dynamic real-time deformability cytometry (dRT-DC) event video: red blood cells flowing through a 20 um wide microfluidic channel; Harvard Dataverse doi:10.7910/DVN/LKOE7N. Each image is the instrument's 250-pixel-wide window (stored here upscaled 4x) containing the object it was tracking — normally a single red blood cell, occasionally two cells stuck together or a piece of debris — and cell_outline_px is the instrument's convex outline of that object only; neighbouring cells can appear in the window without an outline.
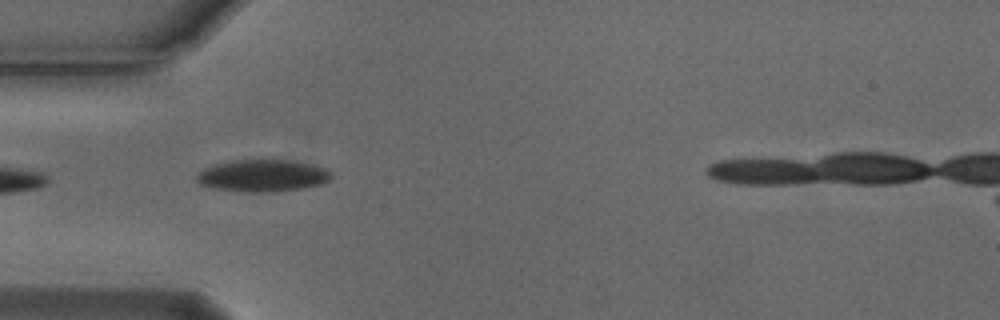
{"species": "Egyptian fruit bat (a non-hibernating species)", "species_latin": "Rousettus aegyptiacus", "temperature_condition": "cold", "stored_images_in_passage": 4, "camera_frame_rate_fps": 3000, "um_per_image_px": 0.085, "animal": {"sex": "male"}, "frame": {"image": 1, "passage_image": 3, "time_ms": 0.667, "image_size_px": [1000, 320], "cell_outline_px": [[332, 176], [328, 180], [320, 184], [304, 188], [276, 192], [244, 192], [216, 188], [200, 184], [196, 180], [196, 176], [204, 168], [216, 164], [236, 160], [284, 160], [312, 164], [324, 168], [332, 172]], "centroid_in_image_um": [22.34, 14.94], "position_along_channel_um": 62.7, "area_um2": 24.97}}
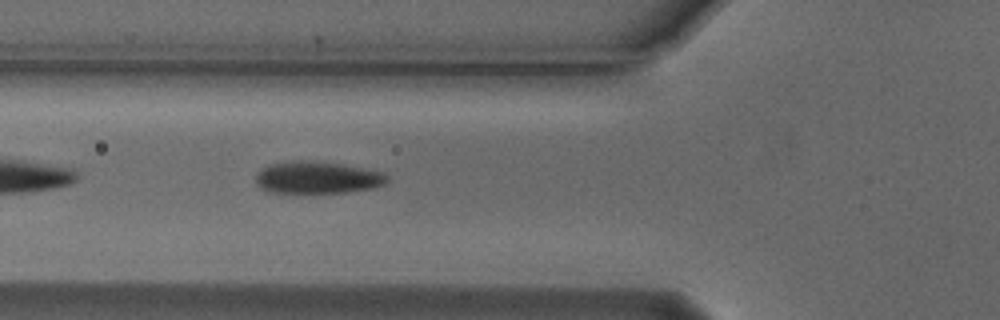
{"frame": {"image": 2, "passage_image": 4, "time_ms": 1.0, "image_size_px": [1000, 320], "cell_outline_px": [[388, 180], [384, 184], [372, 188], [348, 192], [268, 192], [260, 188], [256, 184], [256, 172], [260, 168], [268, 164], [288, 160], [312, 160], [344, 164], [384, 172], [388, 176]], "centroid_in_image_um": [26.93, 15.06], "position_along_channel_um": 98.9, "area_um2": 24.97}}